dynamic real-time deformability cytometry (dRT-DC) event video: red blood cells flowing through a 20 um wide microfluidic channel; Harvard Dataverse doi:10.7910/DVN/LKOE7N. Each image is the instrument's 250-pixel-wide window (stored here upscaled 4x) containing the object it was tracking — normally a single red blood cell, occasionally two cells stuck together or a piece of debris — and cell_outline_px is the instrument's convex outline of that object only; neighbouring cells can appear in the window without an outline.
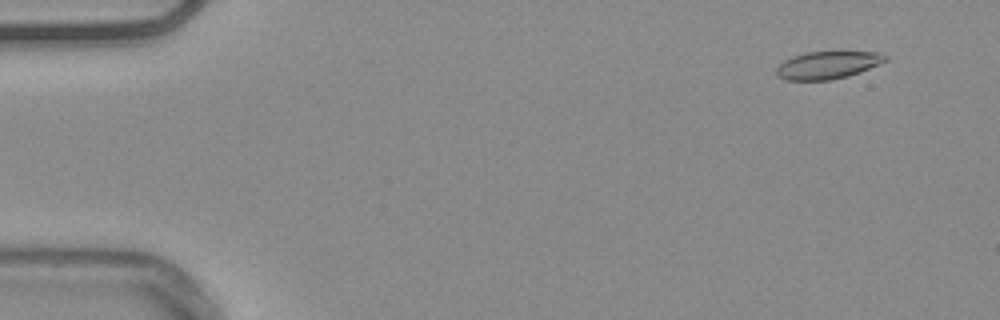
{"species": "common noctule bat (a hibernating species)", "species_latin": "Nyctalus noctula", "temperature_condition": "warm", "stored_images_in_passage": 18, "camera_frame_rate_fps": 3000, "um_per_image_px": 0.085, "animal": {"sex": "male", "body_mass_g": 20.4}, "frame": {"image": 1, "passage_image": 5, "time_ms": 1.333, "image_size_px": [1000, 320], "cell_outline_px": [[888, 60], [880, 64], [860, 72], [848, 76], [828, 80], [784, 80], [776, 72], [776, 68], [784, 60], [792, 56], [808, 52], [880, 52], [888, 56]], "centroid_in_image_um": [70.38, 5.53], "position_along_channel_um": 14.6, "area_um2": 17.46}}
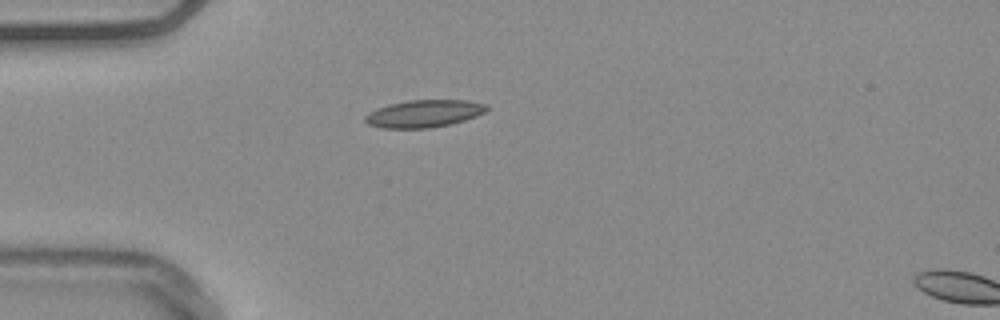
{"frame": {"image": 2, "passage_image": 16, "time_ms": 5.0, "image_size_px": [1000, 320], "cell_outline_px": [[488, 108], [484, 112], [476, 116], [464, 120], [448, 124], [428, 128], [380, 128], [368, 124], [364, 120], [364, 116], [368, 112], [376, 108], [388, 104], [408, 100], [464, 100], [488, 104]], "centroid_in_image_um": [35.99, 9.65], "position_along_channel_um": 49.0, "area_um2": 19.42}}